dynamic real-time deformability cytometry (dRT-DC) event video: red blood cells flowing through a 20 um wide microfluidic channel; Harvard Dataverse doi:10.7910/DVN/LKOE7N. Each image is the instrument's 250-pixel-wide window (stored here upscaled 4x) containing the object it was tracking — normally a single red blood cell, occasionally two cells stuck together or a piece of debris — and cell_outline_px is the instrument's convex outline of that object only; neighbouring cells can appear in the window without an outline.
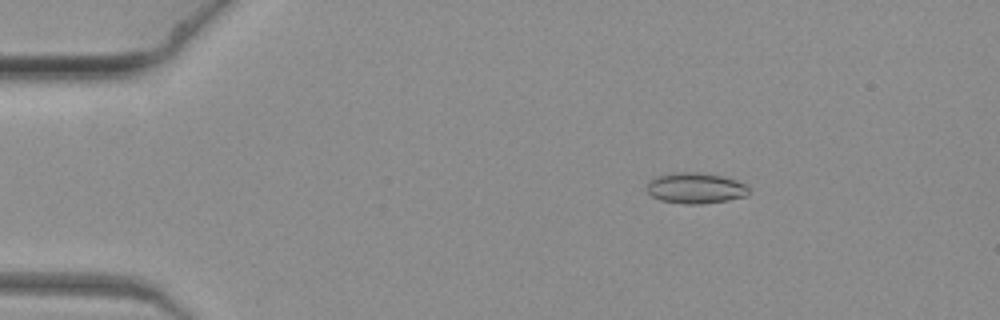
{"species": "common noctule bat (a hibernating species)", "species_latin": "Nyctalus noctula", "temperature_condition": "warm", "stored_images_in_passage": 8, "camera_frame_rate_fps": 3000, "um_per_image_px": 0.085, "animal": {"sex": "female", "body_mass_g": 19.3, "forearm_length_mm": 54.1}, "frame": {"image": 1, "passage_image": 4, "time_ms": 1.0, "image_size_px": [1000, 320], "cell_outline_px": [[748, 192], [744, 196], [728, 200], [704, 204], [684, 204], [660, 200], [652, 196], [644, 188], [656, 176], [668, 172], [696, 172], [720, 176], [736, 180], [744, 184], [748, 188]], "centroid_in_image_um": [59.06, 15.99], "position_along_channel_um": 25.9, "area_um2": 18.26}}
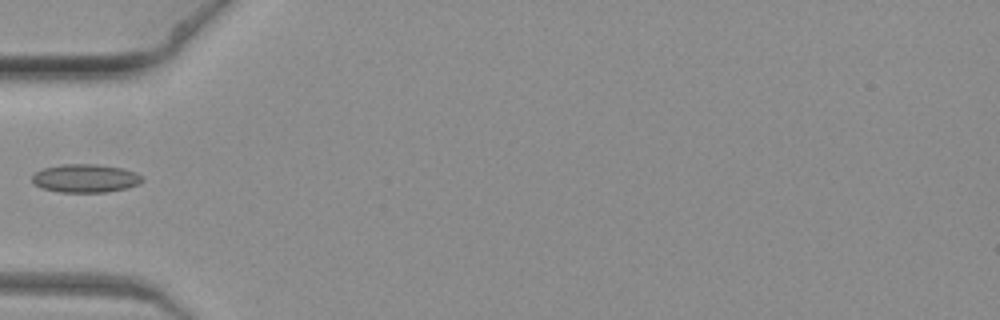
{"frame": {"image": 2, "passage_image": 8, "time_ms": 2.333, "image_size_px": [1000, 320], "cell_outline_px": [[144, 180], [140, 184], [128, 188], [104, 192], [60, 192], [44, 188], [36, 184], [32, 180], [32, 176], [36, 172], [44, 168], [64, 164], [100, 164], [124, 168], [136, 172], [144, 176]], "centroid_in_image_um": [7.35, 15.15], "position_along_channel_um": 77.7, "area_um2": 18.26}}